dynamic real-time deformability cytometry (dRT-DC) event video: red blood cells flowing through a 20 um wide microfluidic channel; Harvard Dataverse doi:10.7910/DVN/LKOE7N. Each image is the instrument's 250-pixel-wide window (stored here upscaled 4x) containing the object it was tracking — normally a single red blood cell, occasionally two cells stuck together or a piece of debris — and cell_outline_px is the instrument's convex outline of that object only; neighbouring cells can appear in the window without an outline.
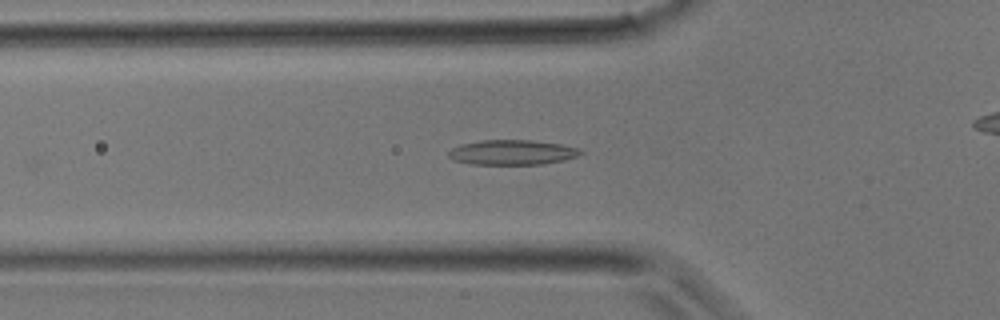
{"species": "common noctule bat (a hibernating species)", "species_latin": "Nyctalus noctula", "temperature_condition": "room temperature", "stored_images_in_passage": 9, "segment_of_instrument_passage": [1, 2], "camera_frame_rate_fps": 3000, "um_per_image_px": 0.085, "animal": {"sex": "male", "body_mass_g": 17.9}, "frame": {"image": 1, "passage_image": 2, "time_ms": 0.333, "image_size_px": [1000, 320], "cell_outline_px": [[584, 152], [576, 156], [560, 160], [540, 164], [472, 164], [452, 160], [448, 156], [448, 152], [452, 148], [460, 144], [480, 140], [532, 140], [560, 144], [580, 148]], "centroid_in_image_um": [43.49, 12.94], "position_along_channel_um": 82.3, "area_um2": 19.07}}
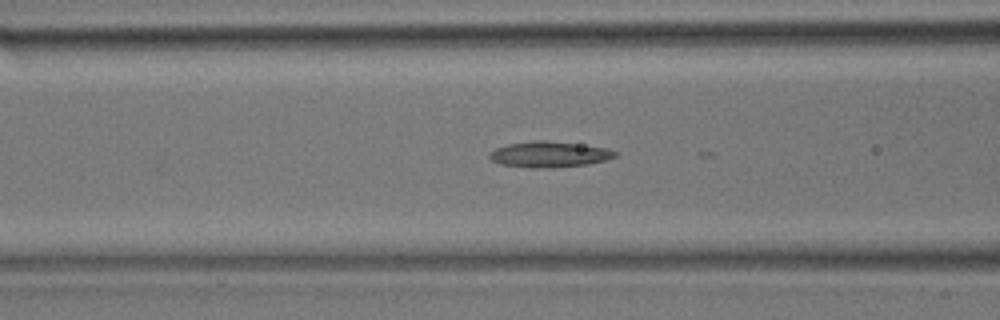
{"frame": {"image": 2, "passage_image": 4, "time_ms": 1.0, "image_size_px": [1000, 320], "cell_outline_px": [[616, 156], [604, 160], [588, 164], [536, 168], [532, 168], [500, 164], [492, 160], [488, 156], [496, 148], [508, 144], [532, 140], [544, 140], [608, 148], [616, 152]], "centroid_in_image_um": [46.66, 13.11], "position_along_channel_um": 119.9, "area_um2": 18.5}}
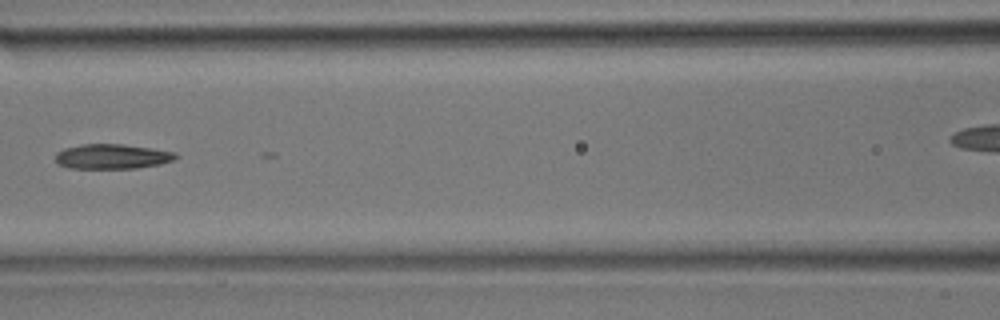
{"frame": {"image": 3, "passage_image": 6, "time_ms": 1.667, "image_size_px": [1000, 320], "cell_outline_px": [[180, 156], [172, 160], [160, 164], [136, 168], [68, 168], [56, 164], [56, 152], [64, 148], [80, 144], [124, 144], [152, 148], [176, 152]], "centroid_in_image_um": [9.52, 13.29], "position_along_channel_um": 157.1, "area_um2": 17.57}}